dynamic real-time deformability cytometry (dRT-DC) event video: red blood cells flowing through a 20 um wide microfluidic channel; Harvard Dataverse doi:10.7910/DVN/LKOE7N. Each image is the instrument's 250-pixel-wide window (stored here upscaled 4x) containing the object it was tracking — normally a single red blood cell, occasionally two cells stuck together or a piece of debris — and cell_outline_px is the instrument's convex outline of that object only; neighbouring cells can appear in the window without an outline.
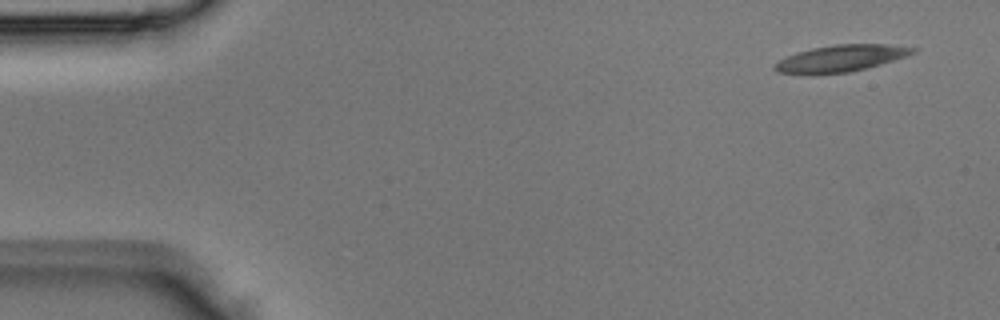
{"species": "Egyptian fruit bat (a non-hibernating species)", "species_latin": "Rousettus aegyptiacus", "temperature_condition": "room temperature", "stored_images_in_passage": 3, "camera_frame_rate_fps": 3000, "um_per_image_px": 0.085, "animal": {"sex": "male"}, "frame": {"image": 1, "passage_image": 1, "time_ms": 0.0, "image_size_px": [1000, 320], "cell_outline_px": [[916, 52], [868, 68], [848, 72], [812, 76], [808, 76], [776, 72], [772, 68], [780, 60], [796, 52], [812, 48], [836, 44], [888, 44], [916, 48]], "centroid_in_image_um": [71.39, 4.99], "position_along_channel_um": 13.6, "area_um2": 21.73}}